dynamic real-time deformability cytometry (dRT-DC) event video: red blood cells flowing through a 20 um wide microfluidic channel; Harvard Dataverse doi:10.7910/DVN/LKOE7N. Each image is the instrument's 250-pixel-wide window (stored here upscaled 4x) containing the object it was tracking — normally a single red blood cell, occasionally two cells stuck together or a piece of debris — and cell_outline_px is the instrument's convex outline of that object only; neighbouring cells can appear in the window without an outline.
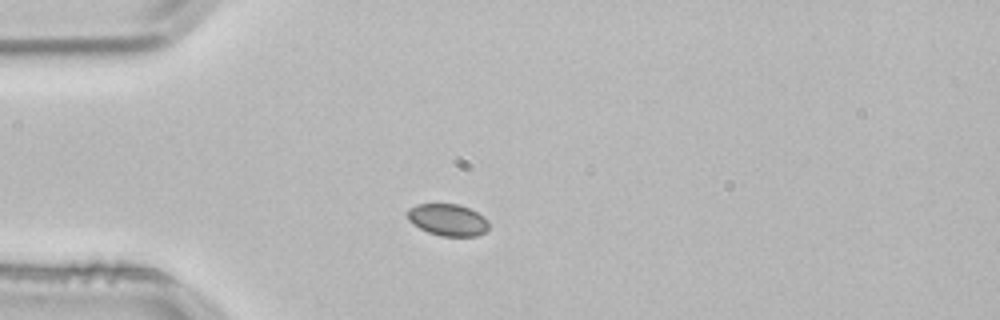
{"species": "common noctule bat (a hibernating species)", "species_latin": "Nyctalus noctula", "temperature_condition": "room temperature", "stored_images_in_passage": 41, "camera_frame_rate_fps": 3000, "um_per_image_px": 0.085, "animal": {"sex": "male", "body_mass_g": 21.5, "forearm_length_mm": 52.0}, "frame": {"image": 1, "passage_image": 1, "time_ms": 0.0, "image_size_px": [1000, 320], "cell_outline_px": [[488, 228], [484, 232], [476, 236], [440, 236], [428, 232], [412, 224], [408, 220], [404, 212], [408, 208], [416, 204], [460, 204], [484, 216], [488, 220]], "centroid_in_image_um": [38.01, 18.68], "position_along_channel_um": 47.0, "area_um2": 15.32}}
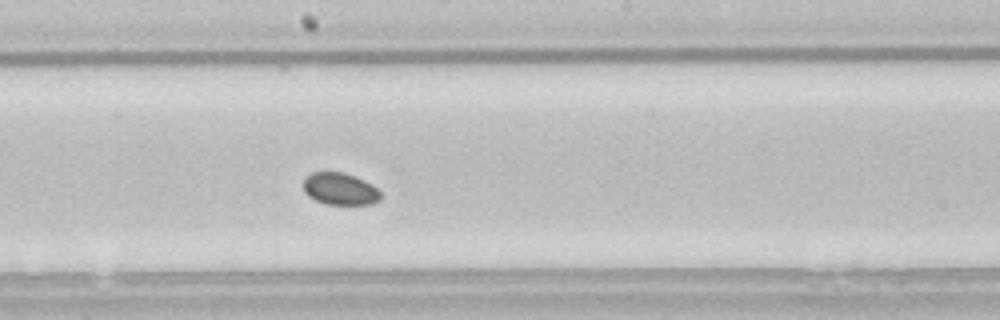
{"frame": {"image": 2, "passage_image": 16, "time_ms": 5.0, "image_size_px": [1000, 320], "cell_outline_px": [[380, 200], [372, 204], [324, 204], [308, 196], [304, 192], [304, 176], [312, 172], [344, 172], [356, 176], [372, 184], [380, 192]], "centroid_in_image_um": [28.89, 16.05], "position_along_channel_um": 219.3, "area_um2": 14.57}}
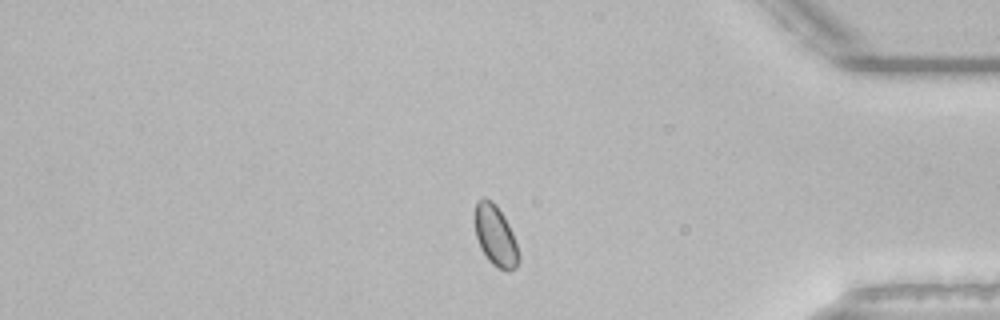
{"frame": {"image": 3, "passage_image": 32, "time_ms": 10.333, "image_size_px": [1000, 320], "cell_outline_px": [[520, 260], [516, 268], [508, 272], [496, 268], [488, 260], [480, 248], [476, 236], [472, 220], [472, 216], [476, 200], [484, 196], [492, 200], [496, 204], [504, 216], [512, 232], [520, 256]], "centroid_in_image_um": [42.06, 20.01], "position_along_channel_um": 393.1, "area_um2": 16.24}, "authors_computed_cell_mechanics": {"area_um2": 15.2014, "velocity_mm_per_s": 3.7834, "shape_relaxation_time_tau1_ms": null, "shape_relaxation_time_tau2_ms": 7.3901, "deformation_change_tau1": null, "deformation_change_tau2": 0.0431}}